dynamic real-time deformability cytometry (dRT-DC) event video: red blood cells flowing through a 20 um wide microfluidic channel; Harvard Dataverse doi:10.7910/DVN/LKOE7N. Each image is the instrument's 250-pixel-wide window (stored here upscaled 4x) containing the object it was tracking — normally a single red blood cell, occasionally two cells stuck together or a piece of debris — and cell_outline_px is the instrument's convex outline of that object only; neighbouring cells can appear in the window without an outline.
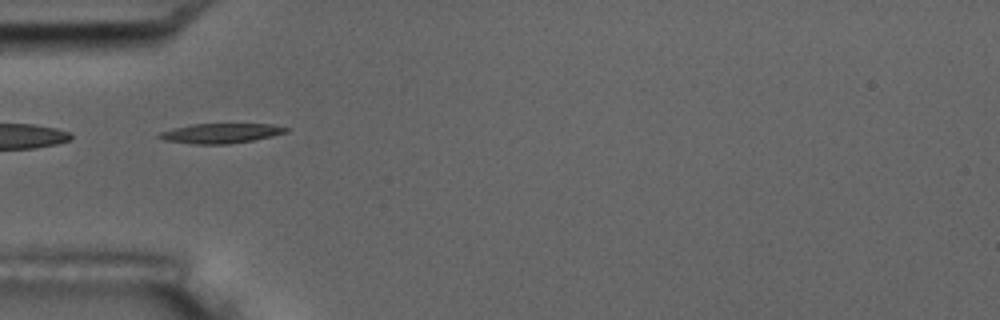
{"species": "common noctule bat (a hibernating species)", "species_latin": "Nyctalus noctula", "temperature_condition": "room temperature", "stored_images_in_passage": 16, "segment_of_instrument_passage": [2, 2], "camera_frame_rate_fps": 3000, "um_per_image_px": 0.085, "animal": {"sex": "male", "body_mass_g": 17.5, "forearm_length_mm": 52.3}, "frame": {"image": 1, "passage_image": 5, "time_ms": 4.667, "image_size_px": [1000, 320], "cell_outline_px": [[288, 132], [272, 136], [252, 140], [228, 144], [196, 144], [164, 140], [156, 136], [160, 132], [192, 124], [272, 124], [288, 128]], "centroid_in_image_um": [18.78, 11.33], "position_along_channel_um": 66.2, "area_um2": 14.45}}